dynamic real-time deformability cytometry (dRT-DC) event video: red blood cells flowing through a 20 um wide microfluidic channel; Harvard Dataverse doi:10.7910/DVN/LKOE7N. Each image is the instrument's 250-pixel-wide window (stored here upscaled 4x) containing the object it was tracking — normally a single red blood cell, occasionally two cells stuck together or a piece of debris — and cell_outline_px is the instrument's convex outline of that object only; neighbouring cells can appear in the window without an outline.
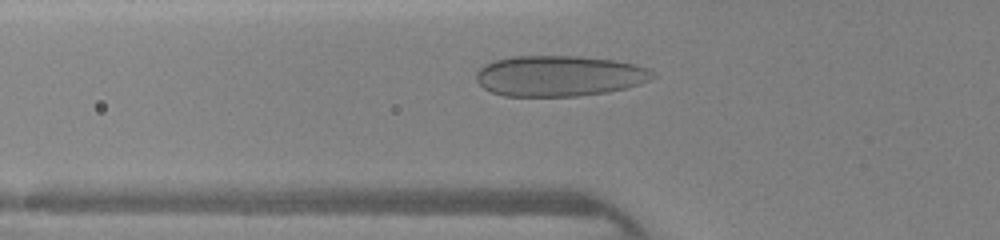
{"species": "human", "species_latin": "Homo sapiens", "temperature_condition": "warm", "stored_images_in_passage": 40, "camera_frame_rate_fps": 3000, "um_per_image_px": 0.085, "donor": {"sex": "female"}, "frame": {"image": 1, "passage_image": 11, "time_ms": 3.333, "image_size_px": [1000, 240], "cell_outline_px": [[656, 76], [640, 84], [624, 88], [604, 92], [576, 96], [504, 96], [492, 92], [484, 88], [476, 80], [476, 72], [484, 64], [496, 60], [512, 56], [580, 56], [616, 60], [636, 64], [648, 68], [656, 72]], "centroid_in_image_um": [47.55, 6.44], "position_along_channel_um": 78.3, "area_um2": 42.02}}
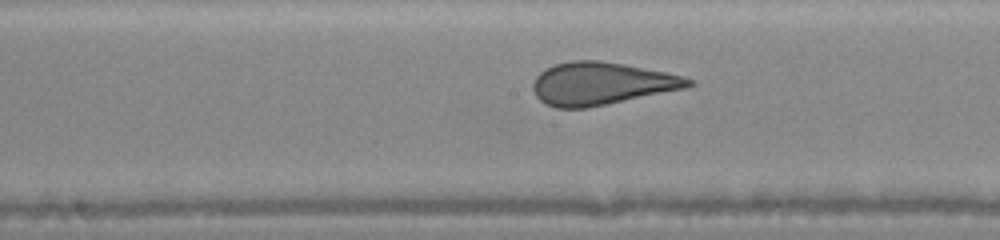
{"frame": {"image": 2, "passage_image": 19, "time_ms": 6.0, "image_size_px": [1000, 240], "cell_outline_px": [[696, 84], [688, 88], [588, 108], [556, 108], [540, 100], [536, 96], [532, 88], [532, 84], [536, 76], [540, 72], [556, 64], [572, 60], [600, 60], [624, 64], [684, 76], [696, 80]], "centroid_in_image_um": [51.16, 7.11], "position_along_channel_um": 197.0, "area_um2": 38.78}}
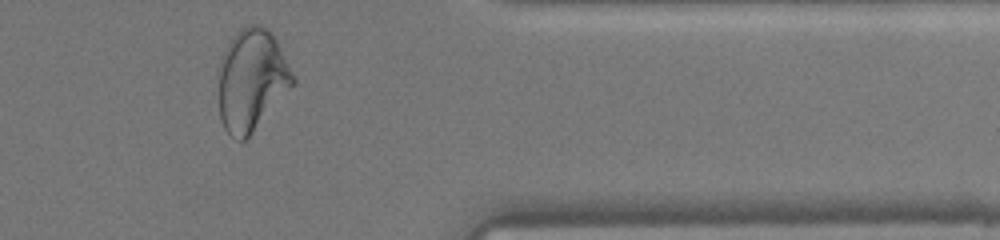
{"frame": {"image": 3, "passage_image": 33, "time_ms": 10.667, "image_size_px": [1000, 240], "cell_outline_px": [[296, 84], [252, 132], [244, 140], [236, 140], [224, 128], [220, 116], [220, 68], [224, 52], [232, 36], [240, 28], [248, 24], [260, 24], [272, 32], [296, 80]], "centroid_in_image_um": [21.42, 6.78], "position_along_channel_um": 390.0, "area_um2": 43.58}}